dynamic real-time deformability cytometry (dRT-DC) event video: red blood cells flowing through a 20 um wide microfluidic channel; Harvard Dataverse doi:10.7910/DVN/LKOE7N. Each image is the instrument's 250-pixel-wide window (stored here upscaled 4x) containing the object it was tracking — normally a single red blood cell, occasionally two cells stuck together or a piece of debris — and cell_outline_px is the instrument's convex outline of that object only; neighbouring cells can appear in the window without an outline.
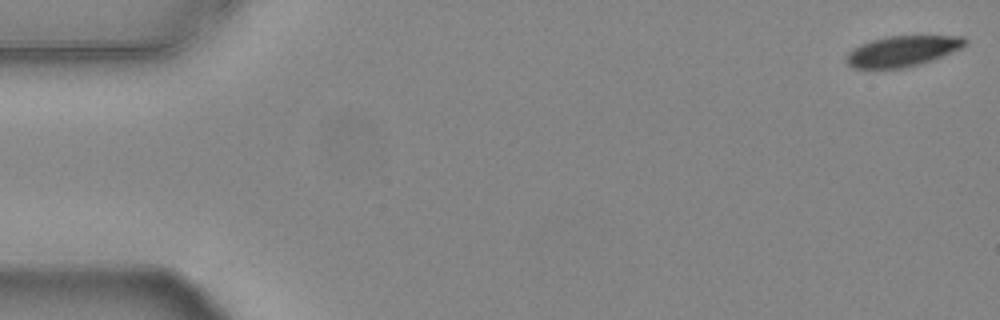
{"species": "common noctule bat (a hibernating species)", "species_latin": "Nyctalus noctula", "temperature_condition": "warm", "stored_images_in_passage": 55, "camera_frame_rate_fps": 3000, "um_per_image_px": 0.085, "animal": {"sex": "female", "body_mass_g": 24.6, "forearm_length_mm": 56.2}, "frame": {"image": 1, "passage_image": 1, "time_ms": 0.0, "image_size_px": [1000, 320], "cell_outline_px": [[968, 44], [960, 48], [932, 60], [920, 64], [904, 68], [856, 68], [848, 64], [844, 60], [848, 52], [852, 48], [860, 44], [872, 40], [888, 36], [964, 36], [968, 40]], "centroid_in_image_um": [76.7, 4.34], "position_along_channel_um": 8.3, "area_um2": 21.15}}
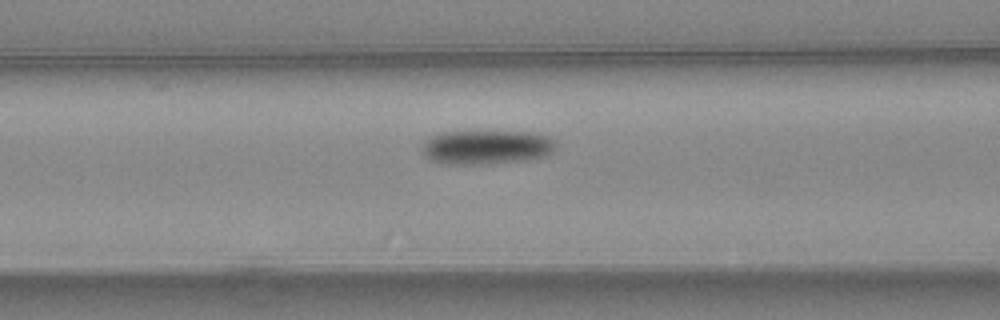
{"frame": {"image": 2, "passage_image": 22, "time_ms": 7.0, "image_size_px": [1000, 320], "cell_outline_px": [[556, 144], [552, 152], [544, 156], [524, 160], [484, 164], [448, 164], [428, 160], [424, 156], [420, 148], [428, 136], [440, 132], [536, 132], [548, 136], [556, 140]], "centroid_in_image_um": [41.31, 12.5], "position_along_channel_um": 125.3, "area_um2": 26.88}}
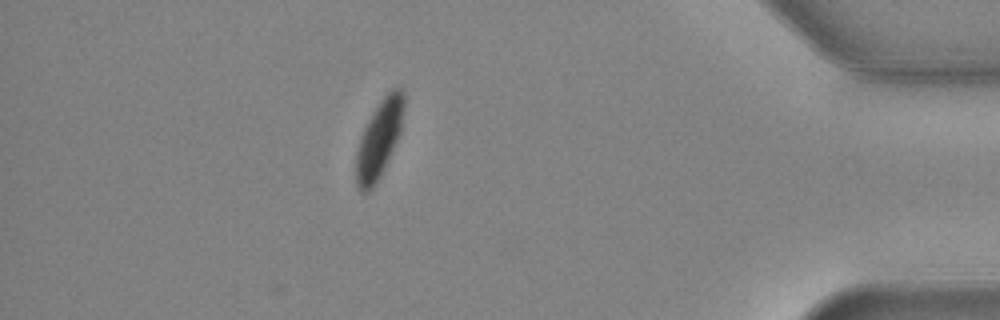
{"frame": {"image": 3, "passage_image": 48, "time_ms": 15.667, "image_size_px": [1000, 320], "cell_outline_px": [[404, 108], [400, 132], [384, 168], [376, 184], [368, 192], [360, 192], [356, 184], [356, 152], [360, 136], [368, 120], [380, 100], [392, 88], [400, 88], [404, 92]], "centroid_in_image_um": [32.21, 11.83], "position_along_channel_um": 403.0, "area_um2": 21.44}, "authors_computed_cell_mechanics": {"area_um2": 24.5072, "velocity_mm_per_s": 3.7508, "shape_relaxation_time_tau1_ms": 3.2044, "shape_relaxation_time_tau2_ms": null, "deformation_change_tau1": 0.1176, "deformation_change_tau2": null}}